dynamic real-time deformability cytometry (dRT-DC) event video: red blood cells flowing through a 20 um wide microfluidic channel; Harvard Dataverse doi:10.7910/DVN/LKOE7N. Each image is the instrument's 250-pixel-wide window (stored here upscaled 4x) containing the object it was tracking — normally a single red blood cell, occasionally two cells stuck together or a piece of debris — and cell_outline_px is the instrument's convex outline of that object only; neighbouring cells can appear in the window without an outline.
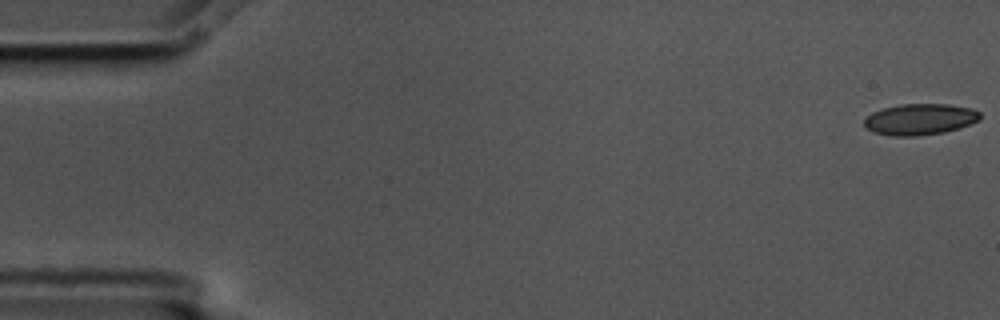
{"species": "common noctule bat (a hibernating species)", "species_latin": "Nyctalus noctula", "temperature_condition": "cold", "stored_images_in_passage": 6, "camera_frame_rate_fps": 3000, "um_per_image_px": 0.085, "animal": {"sex": "male", "body_mass_g": 17.5, "forearm_length_mm": 52.3}, "frame": {"image": 1, "passage_image": 1, "time_ms": 0.0, "image_size_px": [1000, 320], "cell_outline_px": [[980, 120], [960, 128], [944, 132], [920, 136], [892, 136], [872, 132], [864, 128], [864, 120], [872, 112], [884, 108], [900, 104], [948, 104], [972, 108], [980, 112]], "centroid_in_image_um": [78.19, 10.15], "position_along_channel_um": 6.8, "area_um2": 21.27}}
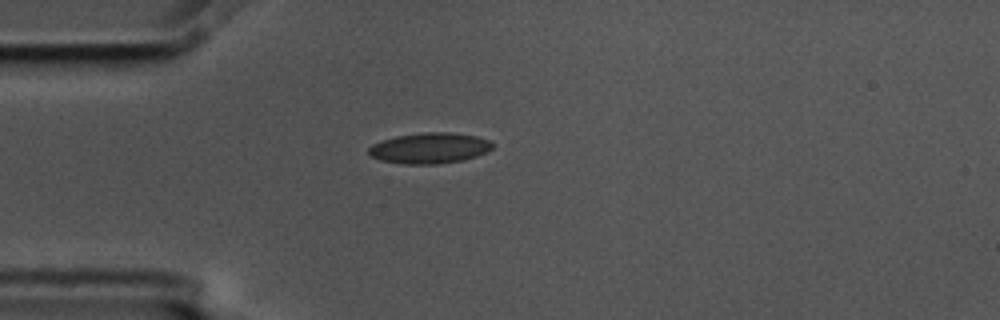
{"frame": {"image": 2, "passage_image": 5, "time_ms": 1.333, "image_size_px": [1000, 320], "cell_outline_px": [[492, 148], [488, 152], [476, 156], [460, 160], [436, 164], [404, 164], [380, 160], [372, 156], [368, 152], [368, 148], [372, 144], [396, 136], [424, 132], [448, 132], [476, 136], [488, 140], [492, 144]], "centroid_in_image_um": [36.5, 12.59], "position_along_channel_um": 48.5, "area_um2": 21.96}}